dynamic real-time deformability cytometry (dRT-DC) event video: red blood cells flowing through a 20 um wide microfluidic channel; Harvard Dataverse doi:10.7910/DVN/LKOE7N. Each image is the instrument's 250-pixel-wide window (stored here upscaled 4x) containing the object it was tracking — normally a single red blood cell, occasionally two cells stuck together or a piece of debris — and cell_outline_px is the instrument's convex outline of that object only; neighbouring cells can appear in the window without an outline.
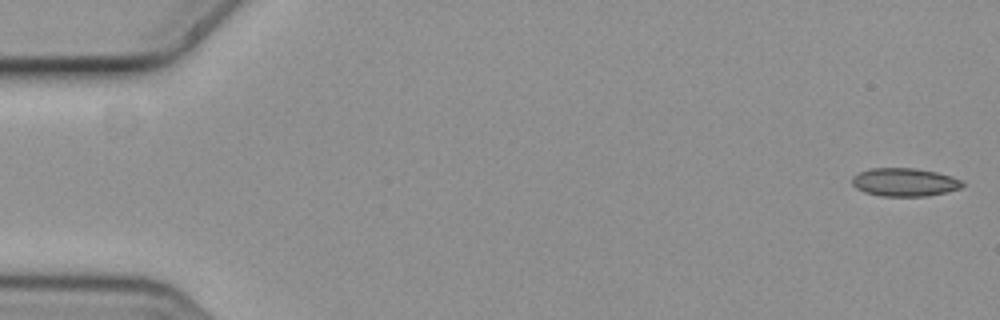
{"species": "common noctule bat (a hibernating species)", "species_latin": "Nyctalus noctula", "temperature_condition": "cold", "stored_images_in_passage": 6, "camera_frame_rate_fps": 3000, "um_per_image_px": 0.085, "animal": {"sex": "female", "body_mass_g": 19.3, "forearm_length_mm": 54.1}, "frame": {"image": 1, "passage_image": 1, "time_ms": 0.0, "image_size_px": [1000, 320], "cell_outline_px": [[964, 184], [960, 188], [928, 196], [880, 196], [864, 192], [856, 188], [852, 184], [852, 176], [860, 172], [872, 168], [912, 168], [936, 172], [952, 176], [960, 180]], "centroid_in_image_um": [76.85, 15.49], "position_along_channel_um": 8.1, "area_um2": 18.03}}
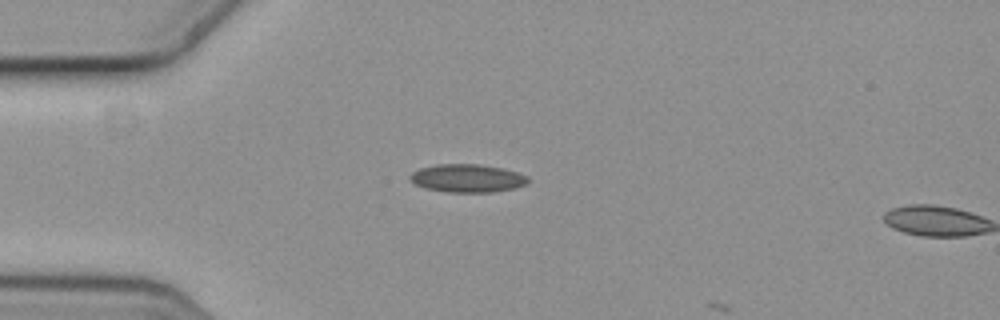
{"frame": {"image": 2, "passage_image": 5, "time_ms": 1.333, "image_size_px": [1000, 320], "cell_outline_px": [[528, 184], [516, 188], [492, 192], [448, 192], [428, 188], [416, 184], [408, 176], [412, 172], [420, 168], [436, 164], [480, 164], [504, 168], [528, 176]], "centroid_in_image_um": [39.76, 15.14], "position_along_channel_um": 45.2, "area_um2": 19.31}}